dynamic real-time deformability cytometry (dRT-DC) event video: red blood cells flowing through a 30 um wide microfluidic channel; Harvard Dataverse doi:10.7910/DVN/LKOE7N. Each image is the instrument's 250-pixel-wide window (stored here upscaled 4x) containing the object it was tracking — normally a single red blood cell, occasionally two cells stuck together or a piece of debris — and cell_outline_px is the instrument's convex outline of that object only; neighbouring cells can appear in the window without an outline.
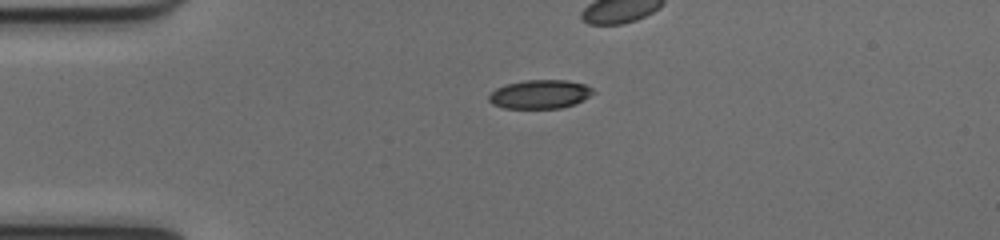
{"species": "common noctule bat (a hibernating species)", "species_latin": "Nyctalus noctula", "temperature_condition": "cold", "stored_images_in_passage": 30, "camera_frame_rate_fps": 3000, "um_per_image_px": 0.085, "animal": {"sex": "female", "body_mass_g": 17.0, "forearm_length_mm": 48.0}, "frame": {"image": 1, "passage_image": 1, "time_ms": 0.0, "image_size_px": [1000, 240], "cell_outline_px": [[588, 92], [580, 100], [572, 104], [556, 108], [512, 108], [496, 104], [492, 100], [492, 96], [500, 88], [512, 84], [536, 80], [552, 80], [580, 84], [588, 88]], "centroid_in_image_um": [45.87, 8.03], "position_along_channel_um": 39.1, "area_um2": 15.43}}